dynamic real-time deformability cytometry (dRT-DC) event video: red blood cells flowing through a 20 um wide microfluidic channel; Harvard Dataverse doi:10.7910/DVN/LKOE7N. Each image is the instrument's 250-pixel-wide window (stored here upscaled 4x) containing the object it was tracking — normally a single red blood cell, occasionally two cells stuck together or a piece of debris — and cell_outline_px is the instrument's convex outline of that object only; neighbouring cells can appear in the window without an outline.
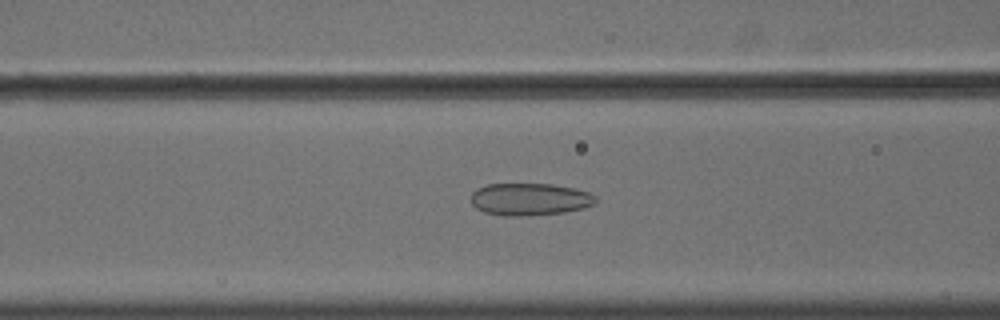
{"species": "common noctule bat (a hibernating species)", "species_latin": "Nyctalus noctula", "temperature_condition": "cold", "stored_images_in_passage": 56, "camera_frame_rate_fps": 3000, "um_per_image_px": 0.085, "animal": {"sex": "male", "body_mass_g": 18.8}, "frame": {"image": 1, "passage_image": 24, "time_ms": 7.667, "image_size_px": [1000, 320], "cell_outline_px": [[596, 204], [584, 208], [564, 212], [528, 216], [504, 216], [484, 212], [476, 208], [472, 204], [472, 192], [476, 188], [488, 184], [552, 184], [572, 188], [588, 192], [596, 196]], "centroid_in_image_um": [45.03, 16.94], "position_along_channel_um": 121.6, "area_um2": 23.58}}
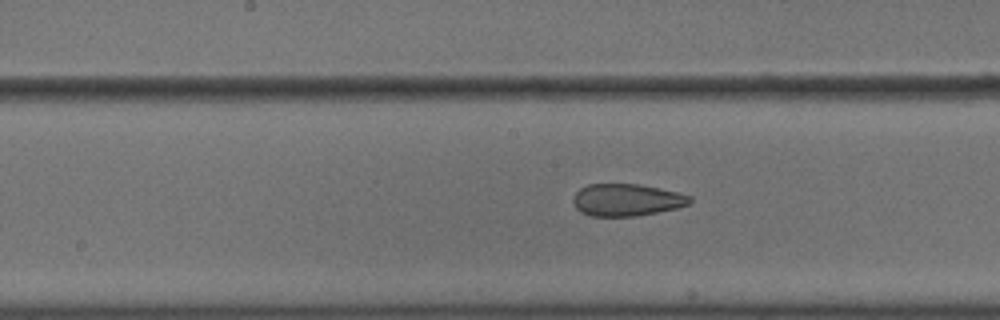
{"frame": {"image": 2, "passage_image": 30, "time_ms": 9.667, "image_size_px": [1000, 320], "cell_outline_px": [[692, 200], [688, 204], [676, 208], [636, 216], [588, 216], [580, 212], [576, 208], [572, 200], [572, 196], [580, 188], [588, 184], [640, 184], [680, 192], [692, 196]], "centroid_in_image_um": [53.25, 16.99], "position_along_channel_um": 195.0, "area_um2": 22.08}}
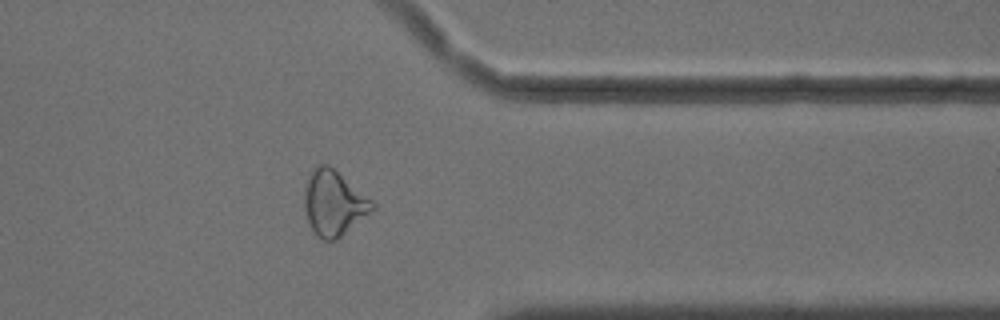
{"frame": {"image": 3, "passage_image": 46, "time_ms": 15.0, "image_size_px": [1000, 320], "cell_outline_px": [[376, 208], [336, 240], [324, 240], [316, 236], [308, 220], [304, 208], [304, 192], [308, 176], [312, 168], [316, 164], [328, 164], [372, 200], [376, 204]], "centroid_in_image_um": [28.35, 17.25], "position_along_channel_um": 383.0, "area_um2": 25.66}, "authors_computed_cell_mechanics": {"area_um2": 26.6747, "velocity_mm_per_s": 3.6474, "shape_relaxation_time_tau1_ms": null, "shape_relaxation_time_tau2_ms": 1.7599, "deformation_change_tau1": null, "deformation_change_tau2": 0.0887}}